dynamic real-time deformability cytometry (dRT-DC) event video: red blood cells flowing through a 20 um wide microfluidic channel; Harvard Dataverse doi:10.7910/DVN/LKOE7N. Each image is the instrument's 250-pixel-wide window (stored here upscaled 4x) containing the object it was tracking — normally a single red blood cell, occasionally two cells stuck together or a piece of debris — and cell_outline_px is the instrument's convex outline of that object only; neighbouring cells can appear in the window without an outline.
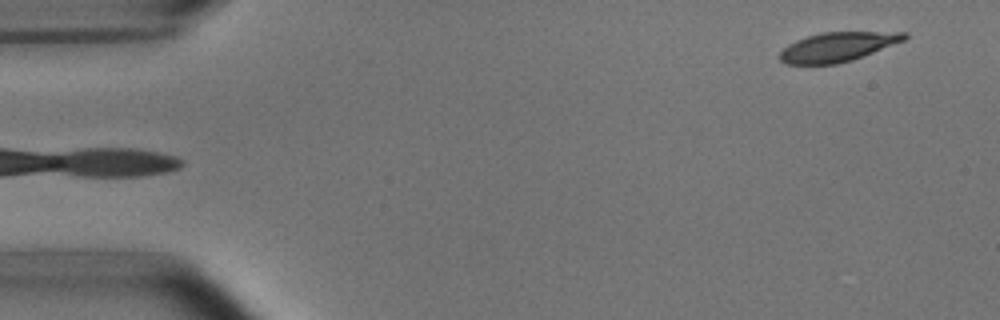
{"species": "common noctule bat (a hibernating species)", "species_latin": "Nyctalus noctula", "temperature_condition": "room temperature", "stored_images_in_passage": 5, "camera_frame_rate_fps": 3000, "um_per_image_px": 0.085, "animal": {"sex": "male", "body_mass_g": 15.6}, "frame": {"image": 1, "passage_image": 1, "time_ms": 0.0, "image_size_px": [1000, 320], "cell_outline_px": [[908, 36], [904, 40], [852, 60], [836, 64], [784, 64], [780, 60], [780, 52], [788, 44], [796, 40], [820, 32], [908, 32]], "centroid_in_image_um": [71.17, 3.98], "position_along_channel_um": 13.8, "area_um2": 21.1}}
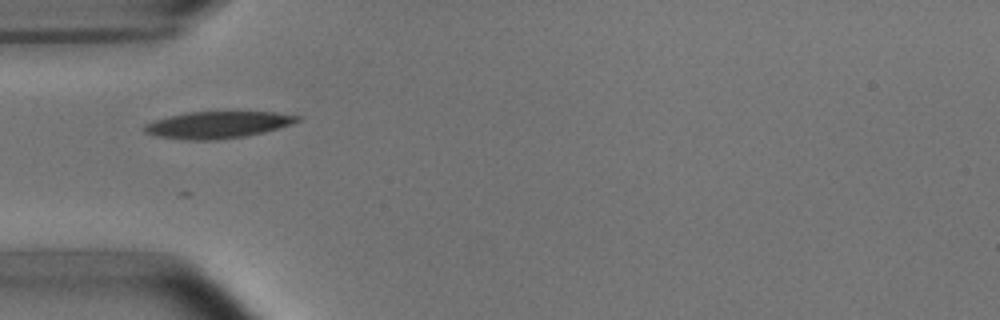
{"frame": {"image": 2, "passage_image": 4, "time_ms": 4.333, "image_size_px": [1000, 320], "cell_outline_px": [[300, 120], [292, 124], [264, 132], [244, 136], [216, 140], [188, 140], [156, 136], [144, 132], [144, 124], [156, 120], [188, 112], [272, 112], [300, 116]], "centroid_in_image_um": [18.51, 10.61], "position_along_channel_um": 66.5, "area_um2": 23.64}}